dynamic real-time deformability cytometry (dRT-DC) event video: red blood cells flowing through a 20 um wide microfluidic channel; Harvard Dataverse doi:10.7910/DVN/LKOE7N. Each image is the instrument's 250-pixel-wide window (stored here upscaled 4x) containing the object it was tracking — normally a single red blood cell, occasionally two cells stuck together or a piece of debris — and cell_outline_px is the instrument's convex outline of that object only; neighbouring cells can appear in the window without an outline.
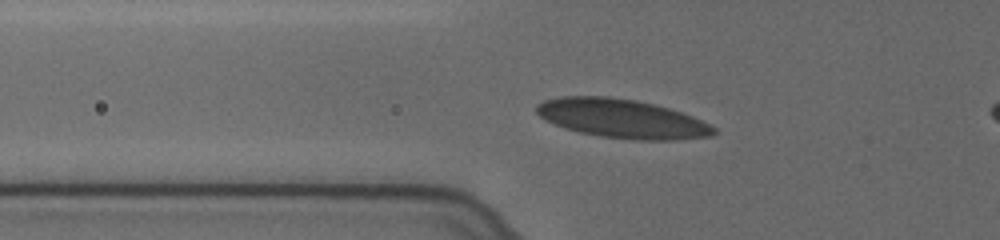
{"species": "human", "species_latin": "Homo sapiens", "temperature_condition": "cold", "stored_images_in_passage": 23, "camera_frame_rate_fps": 3000, "um_per_image_px": 0.085, "donor": {"sex": "female"}, "frame": {"image": 1, "passage_image": 13, "time_ms": 4.0, "image_size_px": [1000, 240], "cell_outline_px": [[716, 132], [712, 136], [676, 140], [636, 140], [600, 136], [580, 132], [564, 128], [544, 120], [536, 112], [536, 104], [544, 100], [560, 96], [608, 96], [636, 100], [656, 104], [692, 116], [716, 128]], "centroid_in_image_um": [52.84, 10.08], "position_along_channel_um": 73.0, "area_um2": 40.29}}
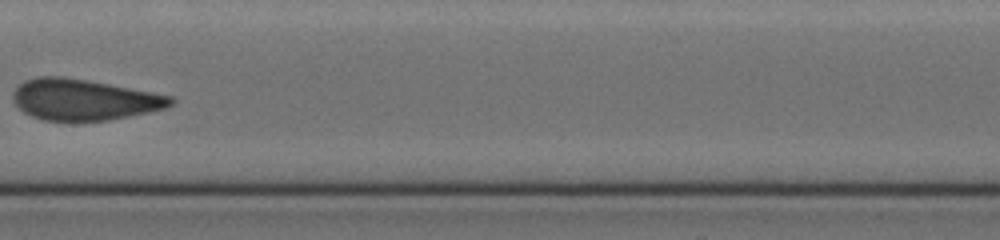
{"frame": {"image": 2, "passage_image": 19, "time_ms": 6.0, "image_size_px": [1000, 240], "cell_outline_px": [[176, 100], [172, 104], [164, 108], [148, 112], [108, 120], [44, 120], [32, 116], [24, 112], [12, 100], [12, 92], [24, 80], [36, 76], [64, 76], [88, 80], [152, 92], [172, 96]], "centroid_in_image_um": [7.11, 8.45], "position_along_channel_um": 200.3, "area_um2": 37.51}}
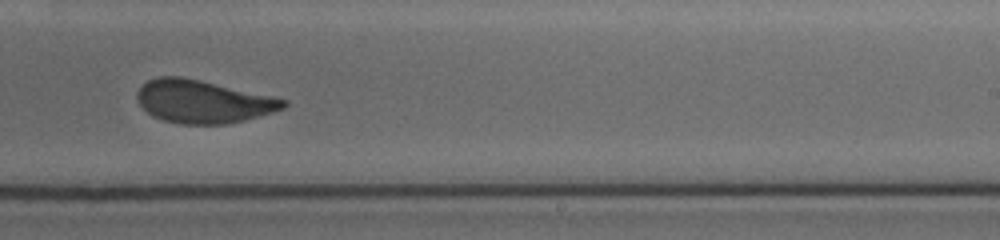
{"frame": {"image": 3, "passage_image": 22, "time_ms": 7.0, "image_size_px": [1000, 240], "cell_outline_px": [[288, 104], [284, 108], [260, 116], [244, 120], [224, 124], [180, 124], [164, 120], [152, 116], [140, 104], [136, 96], [136, 92], [148, 80], [160, 76], [180, 76], [200, 80], [272, 96], [288, 100]], "centroid_in_image_um": [17.26, 8.63], "position_along_channel_um": 271.7, "area_um2": 36.36}}